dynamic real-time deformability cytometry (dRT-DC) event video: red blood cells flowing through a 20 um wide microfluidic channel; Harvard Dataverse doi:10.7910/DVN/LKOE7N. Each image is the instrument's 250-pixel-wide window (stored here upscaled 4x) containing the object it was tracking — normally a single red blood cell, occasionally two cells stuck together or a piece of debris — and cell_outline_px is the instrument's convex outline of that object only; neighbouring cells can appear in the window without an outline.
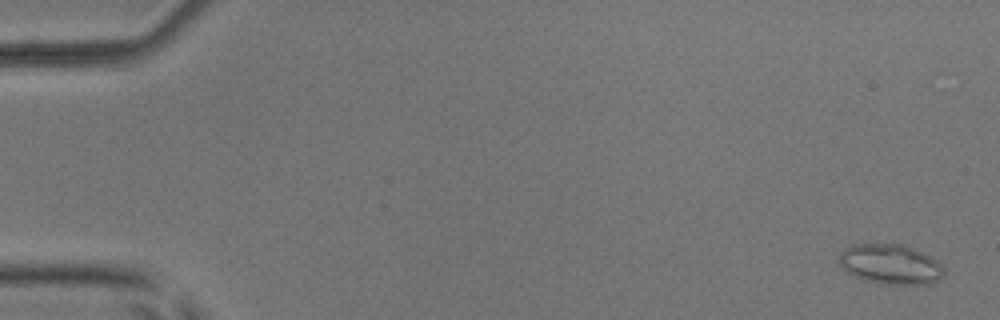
{"species": "common noctule bat (a hibernating species)", "species_latin": "Nyctalus noctula", "temperature_condition": "room temperature", "stored_images_in_passage": 54, "camera_frame_rate_fps": 3000, "um_per_image_px": 0.085, "animal": {"sex": "male", "body_mass_g": 17.9, "forearm_length_mm": 54.2}, "frame": {"image": 1, "passage_image": 2, "time_ms": 0.333, "image_size_px": [1000, 320], "cell_outline_px": [[944, 276], [940, 280], [932, 284], [880, 284], [864, 280], [848, 272], [840, 264], [840, 256], [844, 248], [852, 244], [904, 244], [936, 260], [944, 268]], "centroid_in_image_um": [75.72, 22.47], "position_along_channel_um": 9.3, "area_um2": 24.33}}
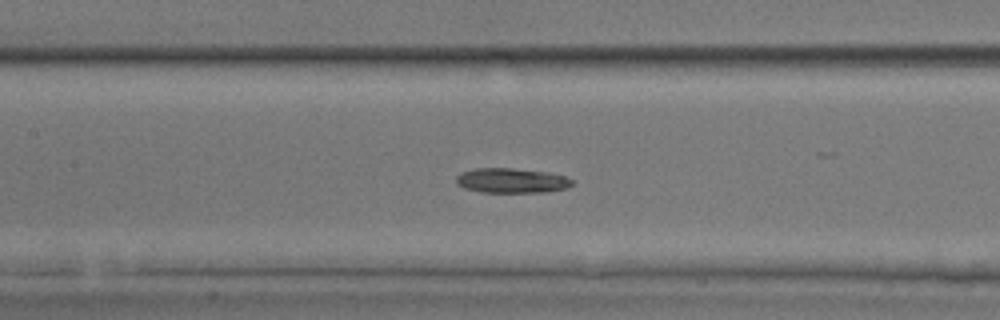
{"frame": {"image": 2, "passage_image": 26, "time_ms": 8.333, "image_size_px": [1000, 320], "cell_outline_px": [[572, 184], [568, 188], [544, 192], [480, 192], [464, 188], [456, 184], [456, 176], [460, 172], [476, 168], [512, 168], [548, 172], [564, 176], [572, 180]], "centroid_in_image_um": [43.45, 15.35], "position_along_channel_um": 164.0, "area_um2": 16.82}}
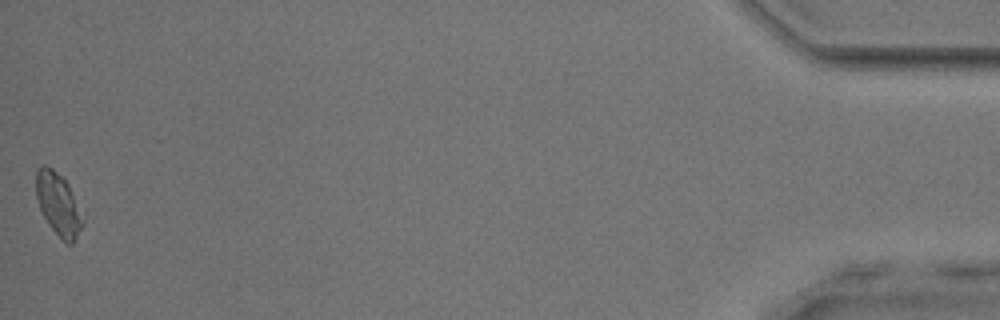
{"frame": {"image": 3, "passage_image": 54, "time_ms": 17.667, "image_size_px": [1000, 320], "cell_outline_px": [[84, 220], [72, 244], [68, 244], [48, 224], [40, 208], [36, 196], [36, 168], [44, 164], [52, 168], [68, 184]], "centroid_in_image_um": [4.92, 17.31], "position_along_channel_um": 430.3, "area_um2": 16.42}}